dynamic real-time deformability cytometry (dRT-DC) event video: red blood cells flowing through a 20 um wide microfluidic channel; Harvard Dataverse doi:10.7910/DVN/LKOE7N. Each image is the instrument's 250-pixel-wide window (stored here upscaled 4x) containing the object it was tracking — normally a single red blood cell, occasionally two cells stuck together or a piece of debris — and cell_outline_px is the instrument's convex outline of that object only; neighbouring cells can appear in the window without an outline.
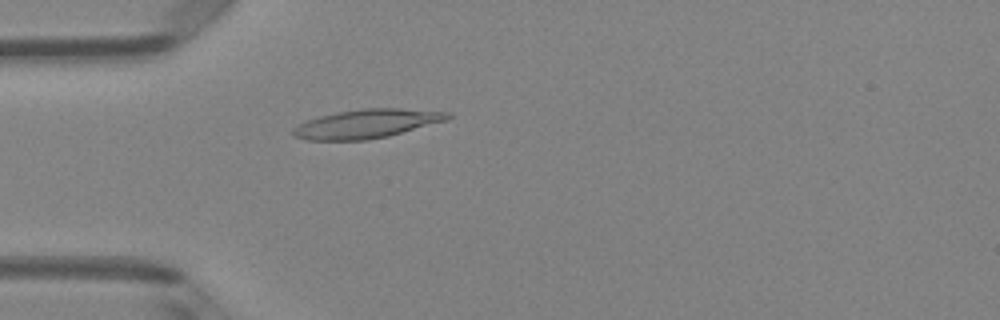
{"species": "Egyptian fruit bat (a non-hibernating species)", "species_latin": "Rousettus aegyptiacus", "temperature_condition": "room temperature", "stored_images_in_passage": 49, "camera_frame_rate_fps": 3000, "um_per_image_px": 0.085, "animal": {"sex": "female"}, "frame": {"image": 1, "passage_image": 14, "time_ms": 4.333, "image_size_px": [1000, 320], "cell_outline_px": [[452, 116], [448, 120], [388, 136], [368, 140], [308, 140], [292, 136], [292, 128], [308, 120], [320, 116], [340, 112], [364, 108], [400, 108], [452, 112]], "centroid_in_image_um": [31.21, 10.52], "position_along_channel_um": 53.8, "area_um2": 25.95}}
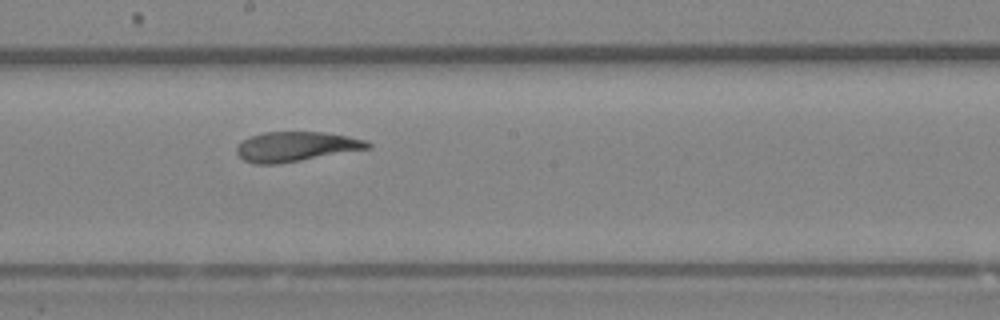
{"frame": {"image": 2, "passage_image": 27, "time_ms": 8.667, "image_size_px": [1000, 320], "cell_outline_px": [[372, 148], [276, 164], [252, 164], [244, 160], [236, 152], [236, 148], [244, 140], [252, 136], [264, 132], [324, 132], [348, 136], [364, 140], [372, 144]], "centroid_in_image_um": [25.17, 12.46], "position_along_channel_um": 223.0, "area_um2": 22.48}}
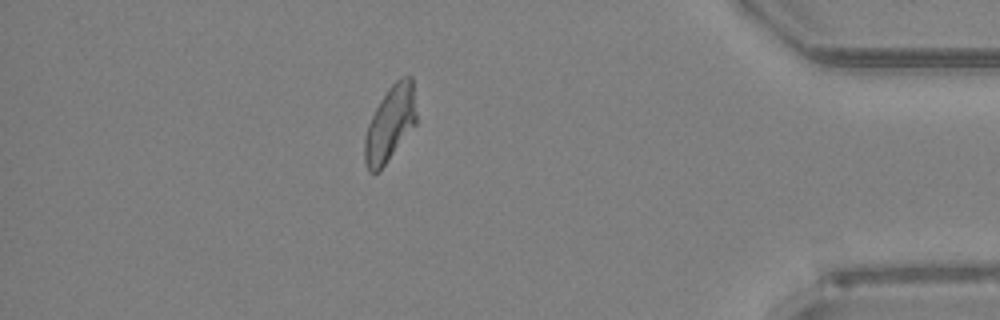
{"frame": {"image": 3, "passage_image": 43, "time_ms": 14.0, "image_size_px": [1000, 320], "cell_outline_px": [[416, 124], [380, 172], [368, 172], [364, 164], [364, 136], [368, 124], [380, 100], [388, 88], [400, 76], [412, 76], [416, 112]], "centroid_in_image_um": [33.14, 10.54], "position_along_channel_um": 402.1, "area_um2": 22.95}, "authors_computed_cell_mechanics": {"area_um2": 23.8136, "velocity_mm_per_s": 4.1037, "shape_relaxation_time_tau1_ms": 6.8123, "shape_relaxation_time_tau2_ms": 1.678, "deformation_change_tau1": 0.2247, "deformation_change_tau2": 0.0923}}